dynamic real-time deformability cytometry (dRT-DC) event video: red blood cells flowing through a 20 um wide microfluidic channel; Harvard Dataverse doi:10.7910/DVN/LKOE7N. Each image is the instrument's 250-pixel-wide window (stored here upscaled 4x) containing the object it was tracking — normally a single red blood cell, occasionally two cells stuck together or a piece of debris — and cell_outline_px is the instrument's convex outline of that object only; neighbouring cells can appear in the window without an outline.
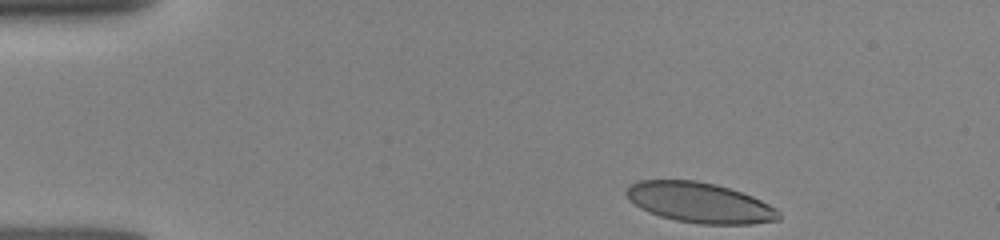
{"species": "human", "species_latin": "Homo sapiens", "temperature_condition": "room temperature", "stored_images_in_passage": 10, "camera_frame_rate_fps": 3000, "um_per_image_px": 0.085, "donor": {"sex": "female"}, "frame": {"image": 1, "passage_image": 1, "time_ms": 0.0, "image_size_px": [1000, 240], "cell_outline_px": [[780, 220], [752, 224], [700, 224], [676, 220], [660, 216], [648, 212], [640, 208], [628, 200], [624, 192], [632, 184], [640, 180], [696, 180], [716, 184], [752, 196], [776, 208], [780, 212]], "centroid_in_image_um": [59.46, 17.23], "position_along_channel_um": 25.5, "area_um2": 35.78}}
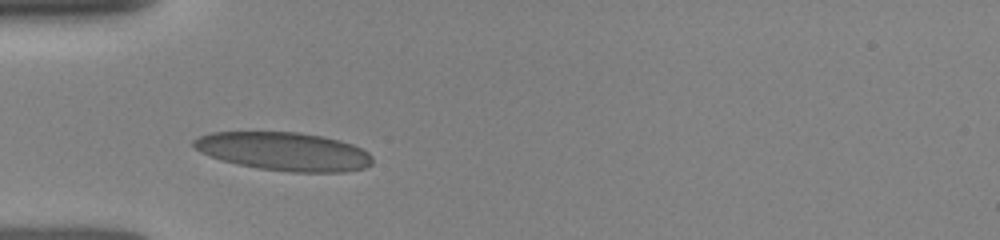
{"frame": {"image": 2, "passage_image": 7, "time_ms": 2.667, "image_size_px": [1000, 240], "cell_outline_px": [[372, 164], [364, 168], [344, 172], [288, 172], [260, 168], [220, 160], [200, 152], [192, 144], [192, 140], [200, 136], [212, 132], [296, 132], [324, 136], [340, 140], [352, 144], [368, 152], [372, 156]], "centroid_in_image_um": [24.15, 12.87], "position_along_channel_um": 60.9, "area_um2": 40.0}}
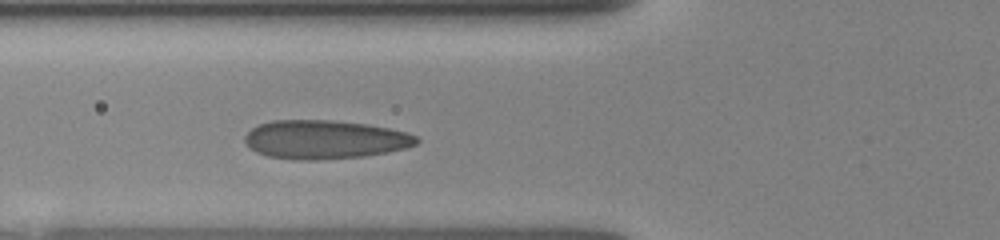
{"frame": {"image": 3, "passage_image": 10, "time_ms": 3.667, "image_size_px": [1000, 240], "cell_outline_px": [[420, 140], [416, 144], [404, 148], [364, 156], [316, 160], [296, 160], [268, 156], [256, 152], [244, 144], [244, 136], [252, 128], [260, 124], [272, 120], [332, 120], [368, 124], [408, 132], [416, 136]], "centroid_in_image_um": [27.57, 11.86], "position_along_channel_um": 98.2, "area_um2": 38.78}}